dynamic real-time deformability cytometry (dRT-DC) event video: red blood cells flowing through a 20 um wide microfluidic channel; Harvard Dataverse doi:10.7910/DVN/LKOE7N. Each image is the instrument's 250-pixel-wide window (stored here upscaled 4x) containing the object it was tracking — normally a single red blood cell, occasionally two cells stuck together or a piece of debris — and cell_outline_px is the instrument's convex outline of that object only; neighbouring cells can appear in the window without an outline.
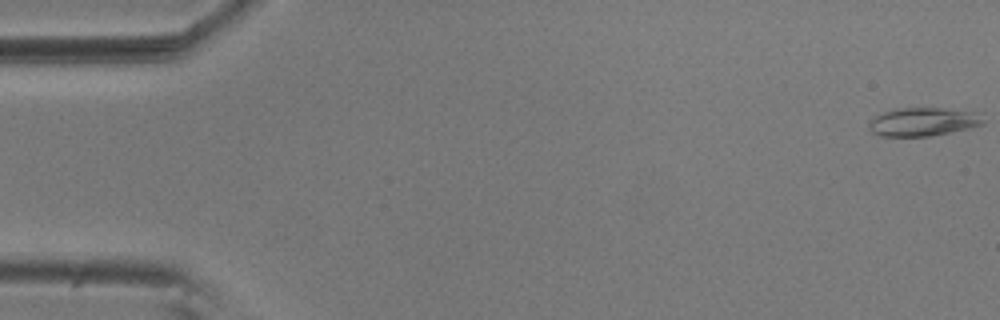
{"species": "common noctule bat (a hibernating species)", "species_latin": "Nyctalus noctula", "temperature_condition": "room temperature", "stored_images_in_passage": 55, "camera_frame_rate_fps": 3000, "um_per_image_px": 0.085, "animal": {"sex": "male", "body_mass_g": 20.5, "forearm_length_mm": 52.5}, "frame": {"image": 1, "passage_image": 1, "time_ms": 0.0, "image_size_px": [1000, 320], "cell_outline_px": [[984, 124], [968, 128], [928, 136], [880, 136], [872, 132], [868, 124], [876, 116], [884, 112], [896, 108], [940, 108], [976, 112], [984, 120]], "centroid_in_image_um": [78.45, 10.35], "position_along_channel_um": 6.6, "area_um2": 18.61}}
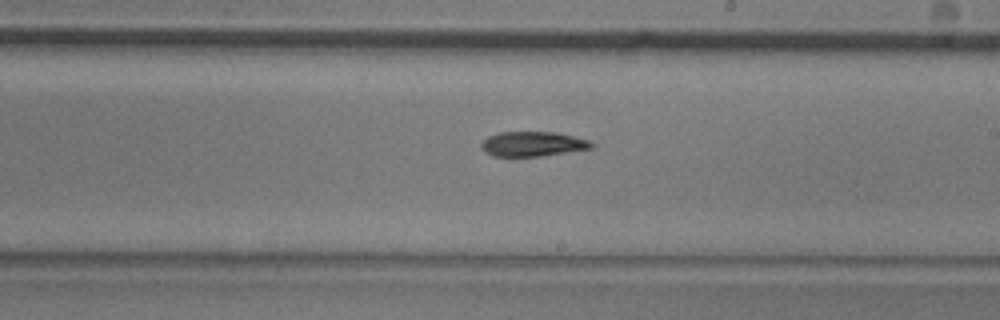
{"frame": {"image": 2, "passage_image": 32, "time_ms": 10.333, "image_size_px": [1000, 320], "cell_outline_px": [[592, 148], [544, 156], [492, 156], [484, 152], [480, 144], [488, 136], [500, 132], [552, 132], [572, 136], [588, 140], [592, 144]], "centroid_in_image_um": [45.23, 12.24], "position_along_channel_um": 243.8, "area_um2": 15.78}}
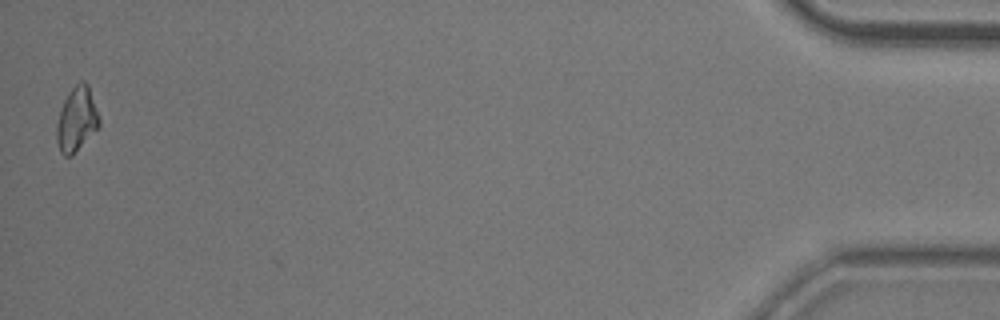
{"frame": {"image": 3, "passage_image": 55, "time_ms": 18.0, "image_size_px": [1000, 320], "cell_outline_px": [[100, 124], [72, 156], [64, 156], [60, 152], [56, 140], [56, 124], [64, 100], [72, 88], [80, 80], [84, 80], [88, 84], [100, 120]], "centroid_in_image_um": [6.5, 10.14], "position_along_channel_um": 428.7, "area_um2": 15.72}, "authors_computed_cell_mechanics": {"area_um2": 16.4152, "velocity_mm_per_s": 3.6449, "shape_relaxation_time_tau1_ms": 6.4287, "shape_relaxation_time_tau2_ms": null, "deformation_change_tau1": 0.1499, "deformation_change_tau2": null}}